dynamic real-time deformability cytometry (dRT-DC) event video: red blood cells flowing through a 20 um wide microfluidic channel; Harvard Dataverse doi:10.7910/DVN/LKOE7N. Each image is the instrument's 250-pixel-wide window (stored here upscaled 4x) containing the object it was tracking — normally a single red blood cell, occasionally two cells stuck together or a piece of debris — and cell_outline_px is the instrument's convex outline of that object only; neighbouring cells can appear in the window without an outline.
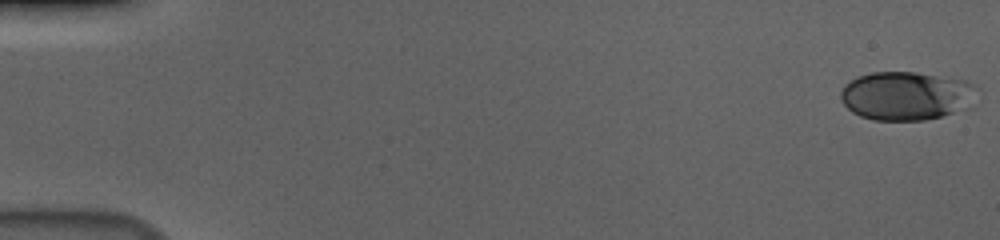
{"species": "human", "species_latin": "Homo sapiens", "temperature_condition": "cold", "stored_images_in_passage": 56, "camera_frame_rate_fps": 3000, "um_per_image_px": 0.085, "donor": {"sex": "male"}, "frame": {"image": 1, "passage_image": 1, "time_ms": 0.0, "image_size_px": [1000, 240], "cell_outline_px": [[972, 108], [924, 120], [872, 120], [860, 116], [852, 112], [844, 104], [840, 96], [840, 92], [852, 80], [860, 76], [872, 72], [912, 72], [964, 80], [968, 84]], "centroid_in_image_um": [76.95, 8.17], "position_along_channel_um": 8.0, "area_um2": 37.69}}
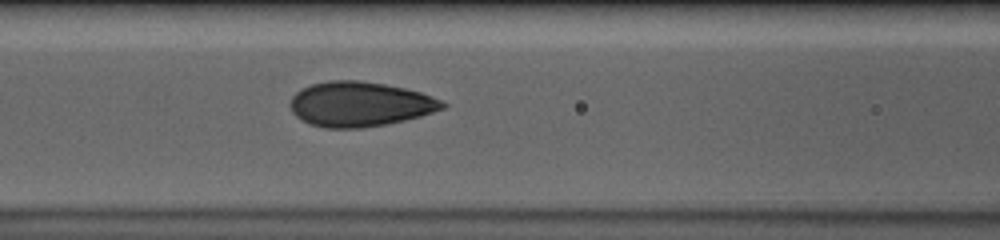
{"frame": {"image": 2, "passage_image": 25, "time_ms": 8.0, "image_size_px": [1000, 240], "cell_outline_px": [[448, 104], [444, 108], [420, 116], [404, 120], [384, 124], [360, 128], [324, 128], [308, 124], [296, 116], [292, 112], [288, 104], [292, 96], [296, 92], [312, 84], [328, 80], [360, 80], [384, 84], [404, 88], [420, 92], [440, 100]], "centroid_in_image_um": [30.54, 8.85], "position_along_channel_um": 136.1, "area_um2": 39.71}}
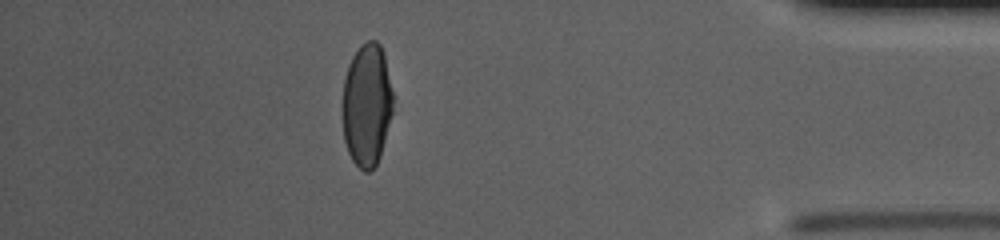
{"frame": {"image": 3, "passage_image": 50, "time_ms": 16.333, "image_size_px": [1000, 240], "cell_outline_px": [[392, 112], [380, 156], [376, 164], [368, 172], [364, 172], [352, 160], [348, 152], [344, 140], [340, 108], [344, 80], [348, 64], [352, 56], [368, 40], [376, 40], [380, 44], [384, 52], [392, 92]], "centroid_in_image_um": [31.14, 8.92], "position_along_channel_um": 404.1, "area_um2": 36.47}, "authors_computed_cell_mechanics": {"area_um2": 37.7434, "velocity_mm_per_s": 3.6923, "shape_relaxation_time_tau1_ms": 4.7305, "shape_relaxation_time_tau2_ms": null, "deformation_change_tau1": 0.1684, "deformation_change_tau2": null}}